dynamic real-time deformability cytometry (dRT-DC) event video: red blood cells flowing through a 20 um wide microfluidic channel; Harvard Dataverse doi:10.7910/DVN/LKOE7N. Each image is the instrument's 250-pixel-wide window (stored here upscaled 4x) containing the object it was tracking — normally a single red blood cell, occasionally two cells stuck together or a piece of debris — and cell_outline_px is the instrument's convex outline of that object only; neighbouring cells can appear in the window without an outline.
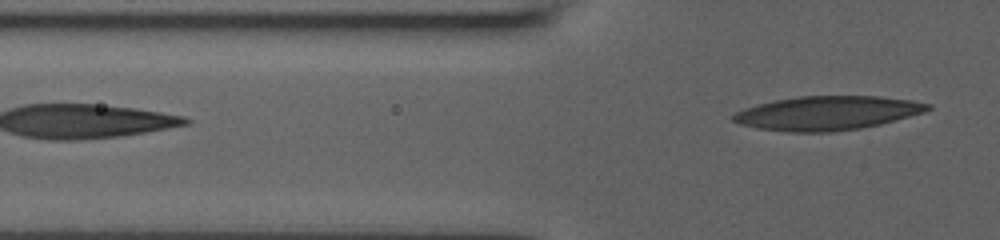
{"species": "human", "species_latin": "Homo sapiens", "temperature_condition": "room temperature", "stored_images_in_passage": 5, "segment_of_instrument_passage": [2, 2], "camera_frame_rate_fps": 3000, "um_per_image_px": 0.085, "donor": {"sex": "male"}, "frame": {"image": 1, "passage_image": 5, "time_ms": 1.333, "image_size_px": [1000, 240], "cell_outline_px": [[932, 108], [924, 112], [880, 124], [860, 128], [832, 132], [788, 132], [756, 128], [740, 124], [732, 120], [732, 116], [736, 112], [744, 108], [776, 100], [800, 96], [880, 96], [912, 100], [932, 104]], "centroid_in_image_um": [70.33, 9.61], "position_along_channel_um": 55.5, "area_um2": 38.44}}